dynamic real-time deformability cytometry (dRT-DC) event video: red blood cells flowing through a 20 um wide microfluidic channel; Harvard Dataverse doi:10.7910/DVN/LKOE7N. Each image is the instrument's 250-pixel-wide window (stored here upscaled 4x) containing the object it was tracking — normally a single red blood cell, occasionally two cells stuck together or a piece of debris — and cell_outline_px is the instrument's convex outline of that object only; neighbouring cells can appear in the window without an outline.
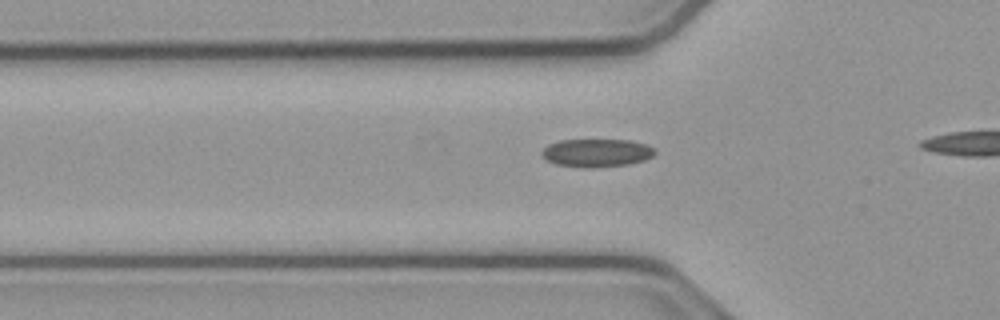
{"species": "common noctule bat (a hibernating species)", "species_latin": "Nyctalus noctula", "temperature_condition": "cold", "stored_images_in_passage": 10, "camera_frame_rate_fps": 3000, "um_per_image_px": 0.085, "animal": {"sex": "male", "body_mass_g": 23.1, "forearm_length_mm": 52.7}, "frame": {"image": 1, "passage_image": 4, "time_ms": 1.0, "image_size_px": [1000, 320], "cell_outline_px": [[656, 152], [652, 156], [644, 160], [628, 164], [592, 168], [584, 168], [556, 164], [544, 160], [540, 152], [548, 144], [560, 140], [632, 140], [644, 144], [652, 148]], "centroid_in_image_um": [50.66, 13.0], "position_along_channel_um": 75.1, "area_um2": 18.55}}
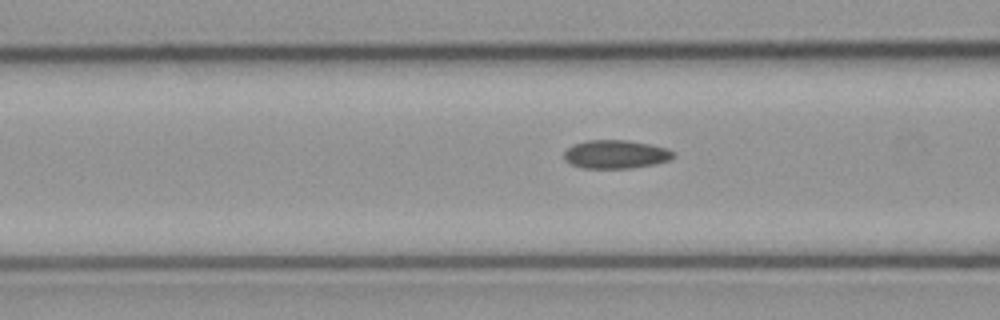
{"frame": {"image": 2, "passage_image": 7, "time_ms": 2.0, "image_size_px": [1000, 320], "cell_outline_px": [[676, 156], [668, 160], [656, 164], [632, 168], [584, 168], [572, 164], [564, 160], [564, 152], [572, 144], [588, 140], [628, 140], [648, 144], [664, 148], [676, 152]], "centroid_in_image_um": [52.34, 13.11], "position_along_channel_um": 114.3, "area_um2": 18.15}}